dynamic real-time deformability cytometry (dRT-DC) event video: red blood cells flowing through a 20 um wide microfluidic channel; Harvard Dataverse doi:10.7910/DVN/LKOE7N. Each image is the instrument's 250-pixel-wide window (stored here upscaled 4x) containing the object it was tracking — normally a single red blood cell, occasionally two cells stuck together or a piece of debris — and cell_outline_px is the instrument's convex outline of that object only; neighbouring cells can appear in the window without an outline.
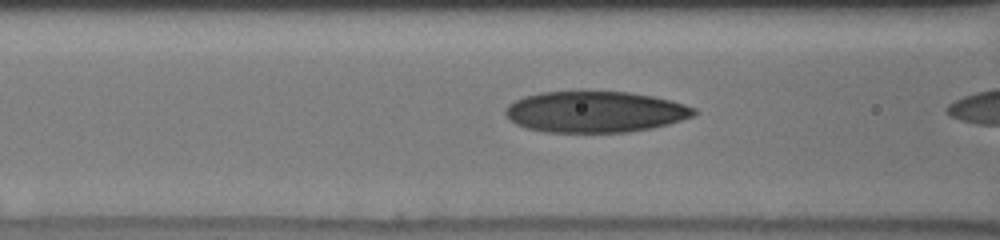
{"species": "human", "species_latin": "Homo sapiens", "temperature_condition": "cold", "stored_images_in_passage": 53, "camera_frame_rate_fps": 3000, "um_per_image_px": 0.085, "donor": {"sex": "male"}, "frame": {"image": 1, "passage_image": 33, "time_ms": 5.667, "image_size_px": [1000, 240], "cell_outline_px": [[696, 112], [692, 116], [668, 124], [652, 128], [628, 132], [544, 132], [528, 128], [516, 124], [504, 112], [504, 108], [508, 104], [524, 96], [540, 92], [628, 92], [652, 96], [672, 100], [696, 108]], "centroid_in_image_um": [50.58, 9.51], "position_along_channel_um": 116.0, "area_um2": 45.03}}